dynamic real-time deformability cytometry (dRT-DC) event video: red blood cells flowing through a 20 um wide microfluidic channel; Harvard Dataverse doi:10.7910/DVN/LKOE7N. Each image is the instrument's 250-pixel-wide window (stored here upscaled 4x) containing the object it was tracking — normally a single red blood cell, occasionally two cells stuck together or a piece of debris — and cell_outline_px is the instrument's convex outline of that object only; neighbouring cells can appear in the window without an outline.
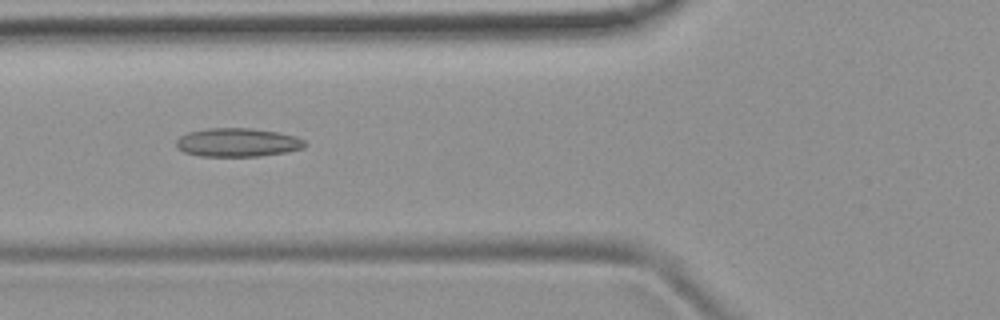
{"species": "common noctule bat (a hibernating species)", "species_latin": "Nyctalus noctula", "temperature_condition": "room temperature", "stored_images_in_passage": 52, "camera_frame_rate_fps": 3000, "um_per_image_px": 0.085, "animal": {"sex": "female", "body_mass_g": 19.9}, "frame": {"image": 1, "passage_image": 20, "time_ms": 6.333, "image_size_px": [1000, 320], "cell_outline_px": [[308, 144], [304, 148], [288, 152], [260, 156], [200, 156], [184, 152], [176, 148], [176, 140], [180, 136], [188, 132], [208, 128], [252, 128], [276, 132], [296, 136], [304, 140]], "centroid_in_image_um": [20.2, 12.11], "position_along_channel_um": 105.6, "area_um2": 21.62}}
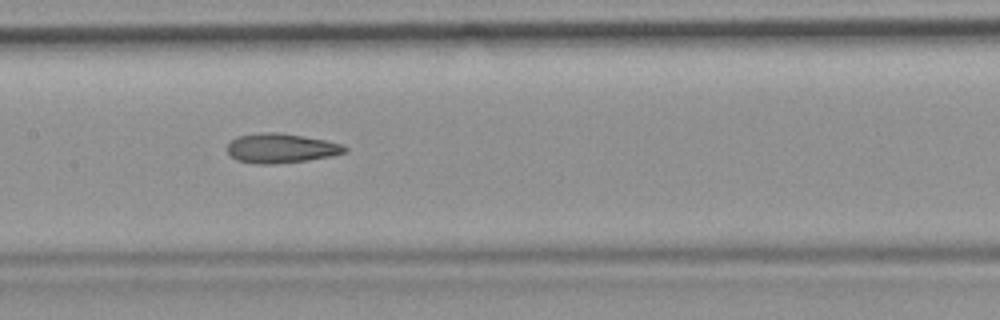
{"frame": {"image": 2, "passage_image": 26, "time_ms": 8.333, "image_size_px": [1000, 320], "cell_outline_px": [[348, 148], [344, 152], [332, 156], [308, 160], [276, 164], [256, 164], [236, 160], [228, 152], [228, 144], [236, 136], [260, 132], [280, 132], [324, 140], [344, 144]], "centroid_in_image_um": [23.88, 12.6], "position_along_channel_um": 183.5, "area_um2": 20.29}}
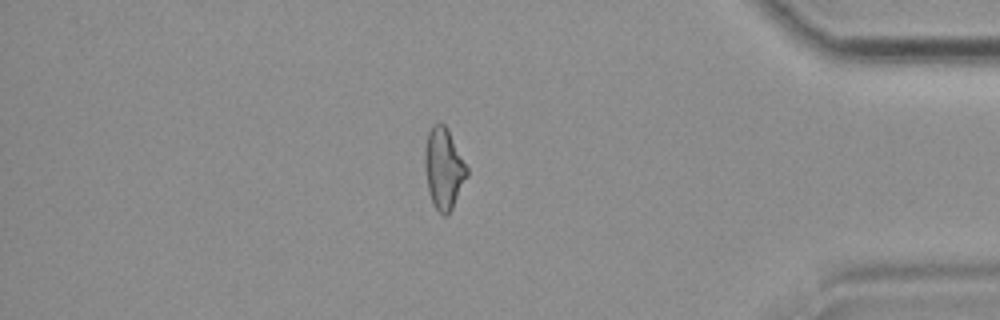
{"frame": {"image": 3, "passage_image": 45, "time_ms": 14.667, "image_size_px": [1000, 320], "cell_outline_px": [[468, 176], [448, 216], [444, 216], [432, 204], [428, 188], [424, 168], [424, 152], [428, 132], [432, 124], [440, 120], [448, 128], [468, 168]], "centroid_in_image_um": [37.71, 14.28], "position_along_channel_um": 397.5, "area_um2": 20.17}, "authors_computed_cell_mechanics": {"area_um2": 20.2878, "velocity_mm_per_s": 3.8844, "shape_relaxation_time_tau1_ms": null, "shape_relaxation_time_tau2_ms": 3.0324, "deformation_change_tau1": null, "deformation_change_tau2": 0.1223}}